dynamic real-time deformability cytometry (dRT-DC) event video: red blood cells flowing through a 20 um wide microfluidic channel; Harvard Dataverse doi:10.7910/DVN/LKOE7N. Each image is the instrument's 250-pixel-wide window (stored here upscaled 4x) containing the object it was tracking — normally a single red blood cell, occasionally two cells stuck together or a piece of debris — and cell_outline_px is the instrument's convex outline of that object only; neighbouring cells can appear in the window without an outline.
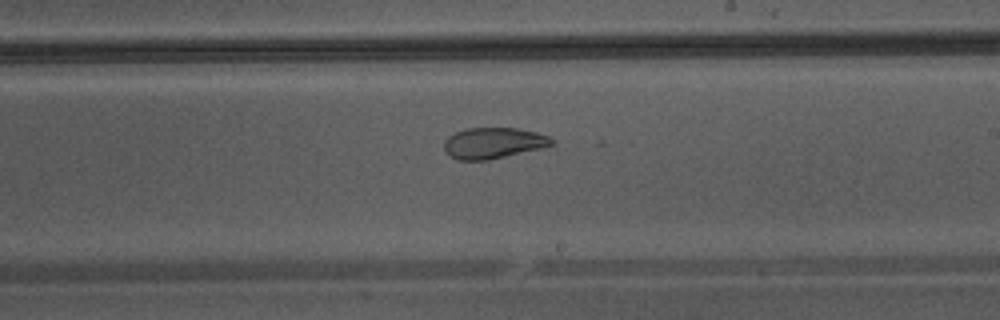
{"species": "Egyptian fruit bat (a non-hibernating species)", "species_latin": "Rousettus aegyptiacus", "temperature_condition": "warm", "stored_images_in_passage": 35, "camera_frame_rate_fps": 3000, "um_per_image_px": 0.085, "animal": {"sex": "male"}, "frame": {"image": 1, "passage_image": 25, "time_ms": 8.0, "image_size_px": [1000, 320], "cell_outline_px": [[556, 144], [544, 148], [488, 160], [456, 160], [444, 152], [444, 140], [448, 136], [456, 132], [468, 128], [516, 128], [536, 132], [548, 136], [556, 140]], "centroid_in_image_um": [41.96, 12.17], "position_along_channel_um": 247.0, "area_um2": 19.71}}